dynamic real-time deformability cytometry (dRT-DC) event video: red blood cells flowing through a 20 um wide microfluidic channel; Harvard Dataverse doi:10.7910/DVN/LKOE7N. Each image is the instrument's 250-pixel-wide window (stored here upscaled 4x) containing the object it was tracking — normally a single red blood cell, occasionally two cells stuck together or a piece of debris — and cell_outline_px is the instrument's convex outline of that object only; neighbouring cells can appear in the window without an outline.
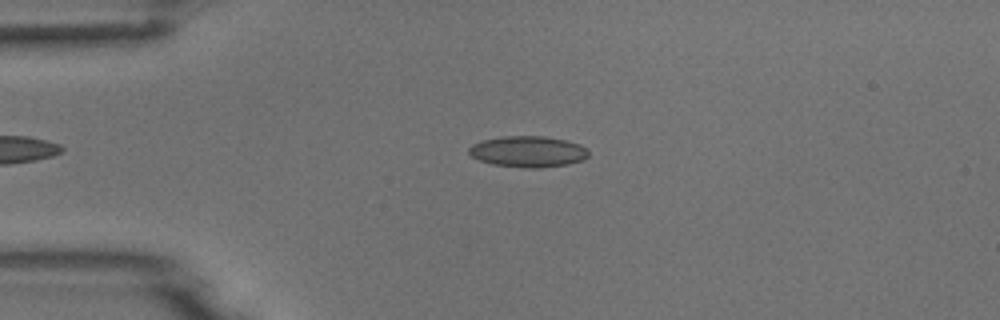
{"species": "common noctule bat (a hibernating species)", "species_latin": "Nyctalus noctula", "temperature_condition": "room temperature", "stored_images_in_passage": 48, "camera_frame_rate_fps": 3000, "um_per_image_px": 0.085, "animal": {"sex": "male", "body_mass_g": 18.8}, "frame": {"image": 1, "passage_image": 12, "time_ms": 3.667, "image_size_px": [1000, 320], "cell_outline_px": [[588, 156], [584, 160], [568, 164], [540, 168], [524, 168], [492, 164], [480, 160], [472, 156], [468, 152], [468, 148], [472, 144], [484, 140], [504, 136], [544, 136], [564, 140], [580, 144], [588, 152]], "centroid_in_image_um": [44.88, 12.89], "position_along_channel_um": 40.1, "area_um2": 21.62}}
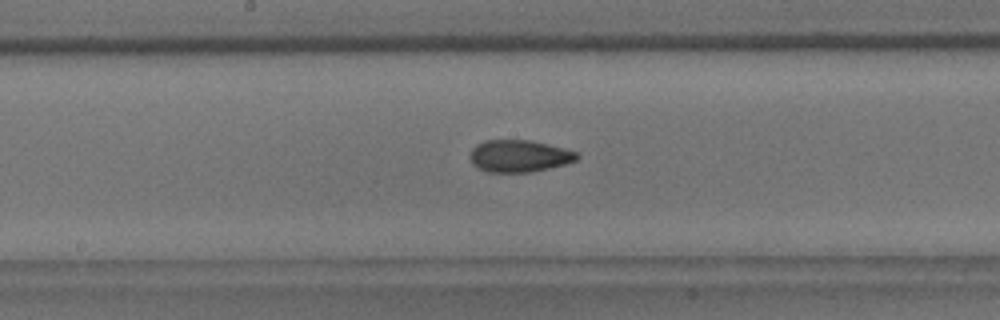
{"frame": {"image": 2, "passage_image": 27, "time_ms": 8.667, "image_size_px": [1000, 320], "cell_outline_px": [[580, 156], [576, 160], [564, 164], [532, 172], [488, 172], [472, 164], [472, 148], [476, 144], [484, 140], [528, 140], [548, 144], [564, 148], [576, 152]], "centroid_in_image_um": [44.14, 13.25], "position_along_channel_um": 204.1, "area_um2": 19.77}}
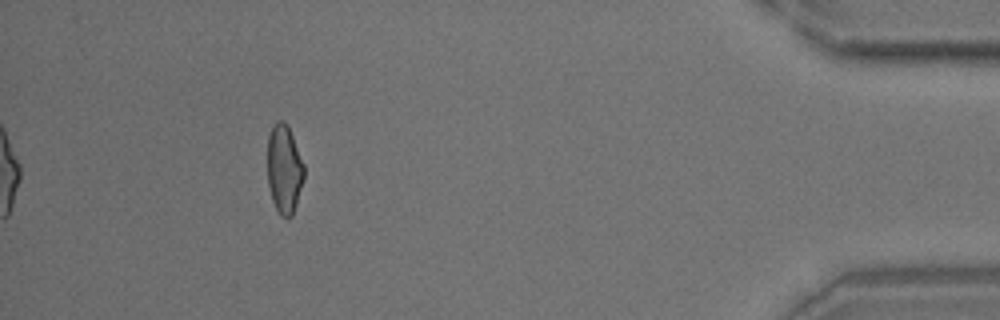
{"frame": {"image": 3, "passage_image": 48, "time_ms": 15.667, "image_size_px": [1000, 320], "cell_outline_px": [[304, 176], [296, 204], [292, 216], [288, 220], [280, 216], [272, 200], [268, 184], [268, 136], [276, 120], [284, 120], [288, 124], [304, 164]], "centroid_in_image_um": [24.16, 14.37], "position_along_channel_um": 411.0, "area_um2": 19.02}}